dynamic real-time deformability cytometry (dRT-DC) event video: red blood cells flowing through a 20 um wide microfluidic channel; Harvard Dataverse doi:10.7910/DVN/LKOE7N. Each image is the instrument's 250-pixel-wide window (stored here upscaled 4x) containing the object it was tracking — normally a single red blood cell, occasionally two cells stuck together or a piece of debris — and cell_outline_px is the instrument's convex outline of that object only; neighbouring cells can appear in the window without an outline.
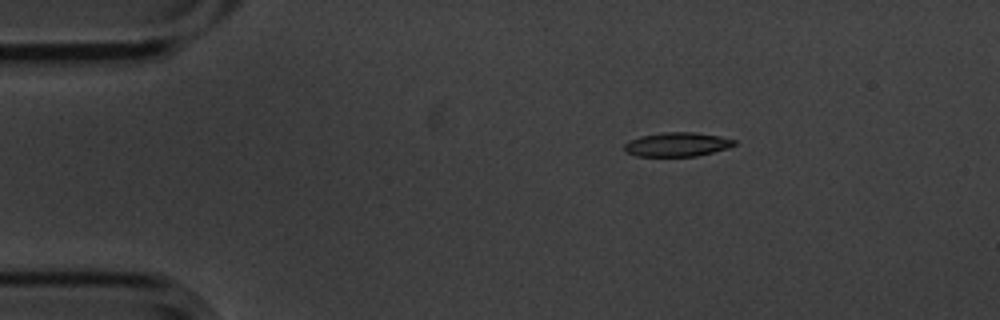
{"species": "common noctule bat (a hibernating species)", "species_latin": "Nyctalus noctula", "temperature_condition": "cold", "stored_images_in_passage": 3, "camera_frame_rate_fps": 3000, "um_per_image_px": 0.085, "animal": {"sex": "male", "body_mass_g": 20.1, "forearm_length_mm": 53.5}, "frame": {"image": 1, "passage_image": 1, "time_ms": 0.0, "image_size_px": [1000, 320], "cell_outline_px": [[736, 144], [728, 148], [696, 156], [636, 156], [624, 152], [624, 144], [640, 136], [664, 132], [692, 132], [720, 136], [736, 140]], "centroid_in_image_um": [57.55, 12.28], "position_along_channel_um": 27.5, "area_um2": 15.37}}
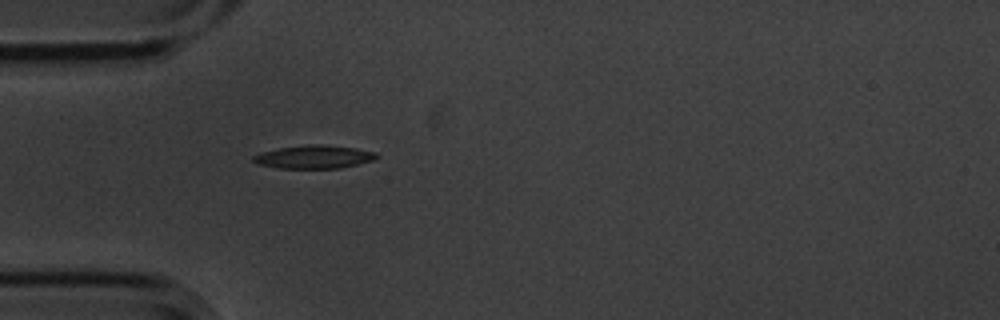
{"frame": {"image": 2, "passage_image": 3, "time_ms": 0.667, "image_size_px": [1000, 320], "cell_outline_px": [[380, 156], [376, 160], [340, 168], [276, 168], [256, 164], [252, 160], [252, 156], [260, 152], [280, 148], [308, 144], [320, 144], [356, 148], [376, 152]], "centroid_in_image_um": [26.7, 13.34], "position_along_channel_um": 58.3, "area_um2": 16.88}}